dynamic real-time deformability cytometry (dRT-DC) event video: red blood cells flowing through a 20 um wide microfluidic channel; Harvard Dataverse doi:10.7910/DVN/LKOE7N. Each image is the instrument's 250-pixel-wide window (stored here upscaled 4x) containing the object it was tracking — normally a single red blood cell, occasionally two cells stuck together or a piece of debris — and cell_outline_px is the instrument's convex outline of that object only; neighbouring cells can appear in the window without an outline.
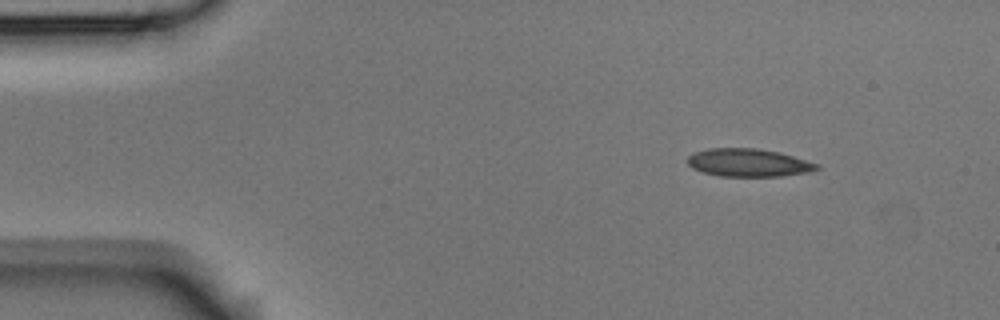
{"species": "Egyptian fruit bat (a non-hibernating species)", "species_latin": "Rousettus aegyptiacus", "temperature_condition": "room temperature", "stored_images_in_passage": 3, "camera_frame_rate_fps": 3000, "um_per_image_px": 0.085, "animal": {"sex": "male"}, "frame": {"image": 1, "passage_image": 1, "time_ms": 0.0, "image_size_px": [1000, 320], "cell_outline_px": [[820, 168], [808, 172], [780, 176], [720, 176], [704, 172], [692, 168], [688, 164], [688, 156], [692, 152], [708, 148], [756, 148], [780, 152], [820, 164]], "centroid_in_image_um": [63.62, 13.82], "position_along_channel_um": 21.4, "area_um2": 21.1}}
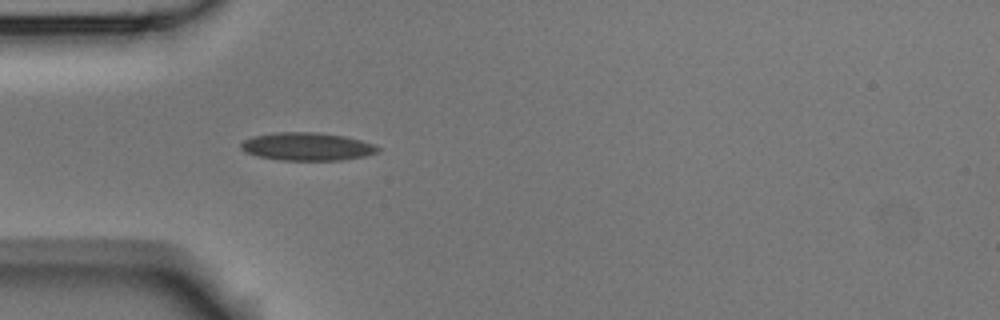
{"frame": {"image": 2, "passage_image": 3, "time_ms": 0.667, "image_size_px": [1000, 320], "cell_outline_px": [[380, 148], [376, 152], [364, 156], [340, 160], [280, 160], [256, 156], [244, 152], [240, 148], [240, 144], [244, 140], [252, 136], [272, 132], [316, 132], [344, 136], [376, 144]], "centroid_in_image_um": [26.05, 12.45], "position_along_channel_um": 58.9, "area_um2": 22.43}}